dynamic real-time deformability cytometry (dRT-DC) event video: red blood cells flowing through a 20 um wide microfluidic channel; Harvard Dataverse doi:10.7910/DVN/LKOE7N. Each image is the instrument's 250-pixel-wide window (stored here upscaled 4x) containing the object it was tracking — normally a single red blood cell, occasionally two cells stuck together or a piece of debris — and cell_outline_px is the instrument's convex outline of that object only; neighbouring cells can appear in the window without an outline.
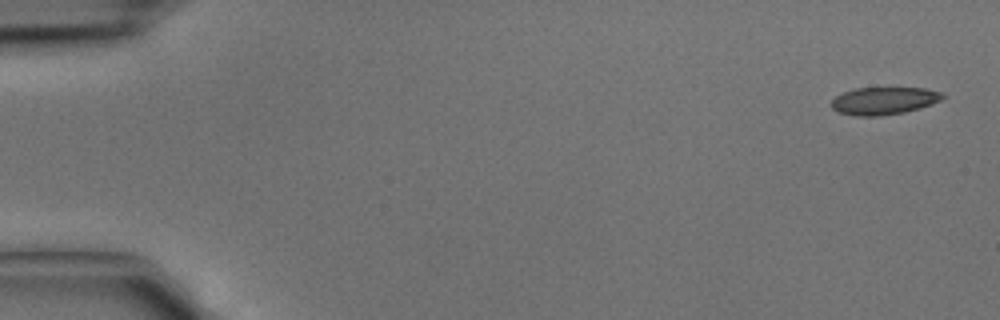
{"species": "common noctule bat (a hibernating species)", "species_latin": "Nyctalus noctula", "temperature_condition": "cold", "stored_images_in_passage": 42, "camera_frame_rate_fps": 3000, "um_per_image_px": 0.085, "animal": {"sex": "male", "body_mass_g": 15.6}, "frame": {"image": 1, "passage_image": 1, "time_ms": 0.0, "image_size_px": [1000, 320], "cell_outline_px": [[944, 96], [940, 100], [920, 108], [904, 112], [876, 116], [856, 116], [840, 112], [832, 108], [832, 100], [836, 96], [844, 92], [856, 88], [924, 88], [944, 92]], "centroid_in_image_um": [75.14, 8.56], "position_along_channel_um": 9.9, "area_um2": 17.63}}
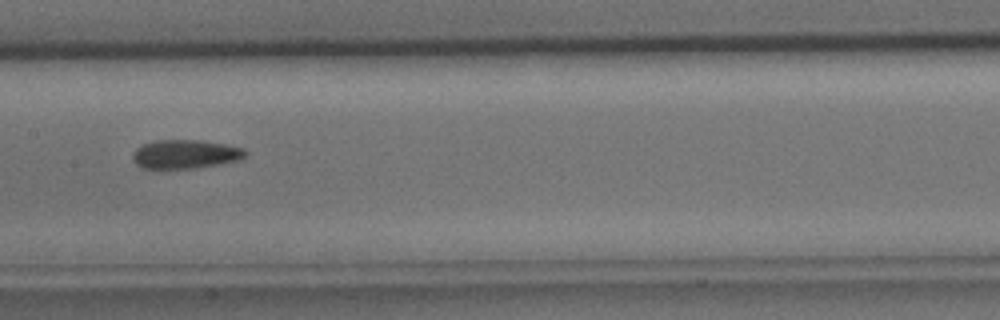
{"frame": {"image": 2, "passage_image": 21, "time_ms": 6.667, "image_size_px": [1000, 320], "cell_outline_px": [[248, 152], [244, 156], [236, 160], [220, 164], [196, 168], [144, 168], [136, 164], [132, 160], [132, 156], [136, 148], [140, 144], [156, 140], [200, 140], [224, 144], [244, 148]], "centroid_in_image_um": [15.72, 13.09], "position_along_channel_um": 191.7, "area_um2": 18.9}}
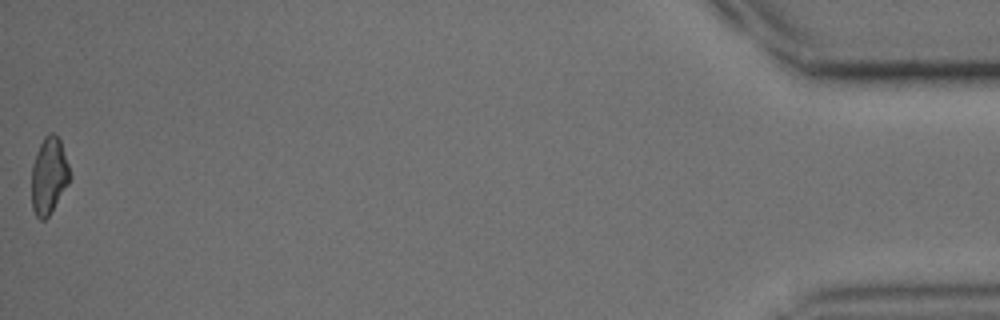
{"frame": {"image": 3, "passage_image": 42, "time_ms": 13.667, "image_size_px": [1000, 320], "cell_outline_px": [[72, 176], [68, 184], [48, 216], [44, 220], [40, 220], [36, 216], [32, 208], [32, 164], [36, 152], [44, 136], [48, 132], [52, 132], [60, 140]], "centroid_in_image_um": [4.15, 14.92], "position_along_channel_um": 431.0, "area_um2": 17.05}}